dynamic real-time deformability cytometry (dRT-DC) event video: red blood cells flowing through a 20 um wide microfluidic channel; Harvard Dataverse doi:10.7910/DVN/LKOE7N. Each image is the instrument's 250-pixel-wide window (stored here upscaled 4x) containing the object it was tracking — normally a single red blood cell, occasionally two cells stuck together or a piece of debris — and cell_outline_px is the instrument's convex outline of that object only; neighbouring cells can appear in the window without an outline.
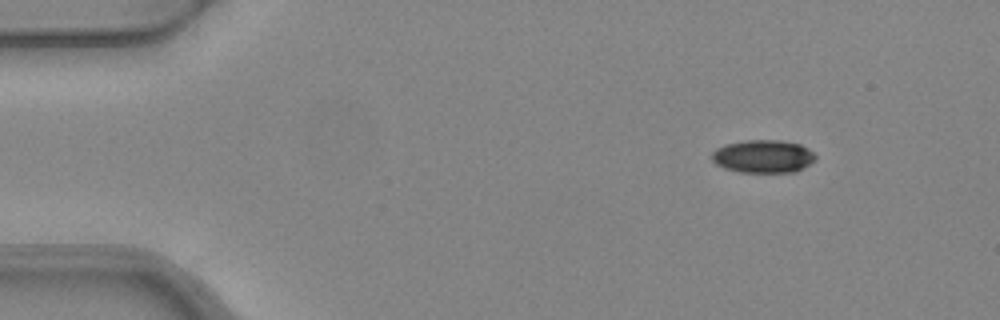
{"species": "common noctule bat (a hibernating species)", "species_latin": "Nyctalus noctula", "temperature_condition": "warm", "stored_images_in_passage": 3, "camera_frame_rate_fps": 3000, "um_per_image_px": 0.085, "animal": {"sex": "female", "body_mass_g": 24.6, "forearm_length_mm": 56.2}, "frame": {"image": 1, "passage_image": 3, "time_ms": 0.667, "image_size_px": [1000, 320], "cell_outline_px": [[816, 160], [796, 172], [740, 172], [724, 168], [716, 164], [712, 160], [712, 152], [716, 148], [728, 144], [748, 140], [780, 140], [800, 144], [808, 148], [816, 156]], "centroid_in_image_um": [64.89, 13.29], "position_along_channel_um": 20.1, "area_um2": 19.88}}